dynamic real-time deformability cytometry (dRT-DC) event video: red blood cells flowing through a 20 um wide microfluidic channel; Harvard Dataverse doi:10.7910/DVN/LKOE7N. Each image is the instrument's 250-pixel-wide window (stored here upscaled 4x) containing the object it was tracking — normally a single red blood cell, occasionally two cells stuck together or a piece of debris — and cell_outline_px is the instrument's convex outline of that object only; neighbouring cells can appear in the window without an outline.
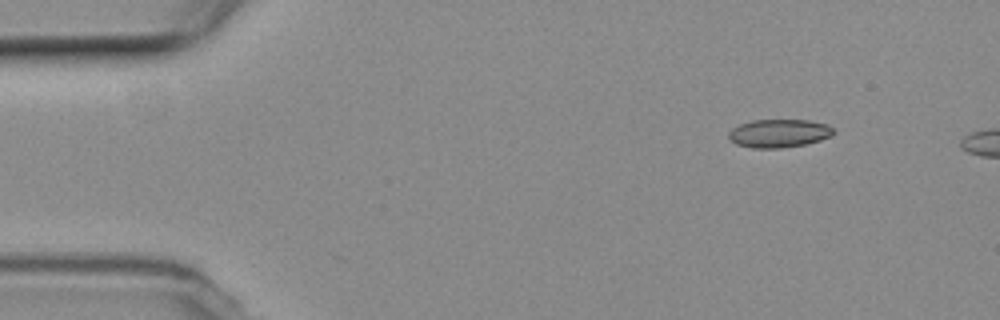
{"species": "common noctule bat (a hibernating species)", "species_latin": "Nyctalus noctula", "temperature_condition": "room temperature", "stored_images_in_passage": 5, "camera_frame_rate_fps": 3000, "um_per_image_px": 0.085, "animal": {"sex": "female", "body_mass_g": 19.3, "forearm_length_mm": 54.1}, "frame": {"image": 1, "passage_image": 1, "time_ms": 0.0, "image_size_px": [1000, 320], "cell_outline_px": [[836, 132], [832, 136], [820, 140], [804, 144], [780, 148], [752, 148], [736, 144], [728, 136], [728, 132], [732, 128], [740, 124], [752, 120], [808, 120], [828, 124]], "centroid_in_image_um": [66.22, 11.32], "position_along_channel_um": 18.8, "area_um2": 17.28}}